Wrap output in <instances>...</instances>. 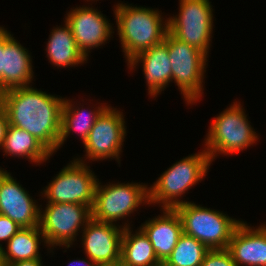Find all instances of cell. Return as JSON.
Masks as SVG:
<instances>
[{
    "label": "cell",
    "mask_w": 266,
    "mask_h": 266,
    "mask_svg": "<svg viewBox=\"0 0 266 266\" xmlns=\"http://www.w3.org/2000/svg\"><path fill=\"white\" fill-rule=\"evenodd\" d=\"M41 259H33L26 261H17L14 263L5 264L4 266H42Z\"/></svg>",
    "instance_id": "f1b7e54d"
},
{
    "label": "cell",
    "mask_w": 266,
    "mask_h": 266,
    "mask_svg": "<svg viewBox=\"0 0 266 266\" xmlns=\"http://www.w3.org/2000/svg\"><path fill=\"white\" fill-rule=\"evenodd\" d=\"M162 211L163 215L146 221L140 229L150 240L158 260L164 263L177 245L183 229L175 209L163 208Z\"/></svg>",
    "instance_id": "2e32d148"
},
{
    "label": "cell",
    "mask_w": 266,
    "mask_h": 266,
    "mask_svg": "<svg viewBox=\"0 0 266 266\" xmlns=\"http://www.w3.org/2000/svg\"><path fill=\"white\" fill-rule=\"evenodd\" d=\"M139 61L143 63L142 66L145 79L147 80L148 94L151 97H155L172 81V65L167 44L163 41L139 53L127 65L130 69H133Z\"/></svg>",
    "instance_id": "ac0fdd59"
},
{
    "label": "cell",
    "mask_w": 266,
    "mask_h": 266,
    "mask_svg": "<svg viewBox=\"0 0 266 266\" xmlns=\"http://www.w3.org/2000/svg\"><path fill=\"white\" fill-rule=\"evenodd\" d=\"M9 156H19L34 163H42L53 154L26 130L9 125L1 147Z\"/></svg>",
    "instance_id": "44dd1931"
},
{
    "label": "cell",
    "mask_w": 266,
    "mask_h": 266,
    "mask_svg": "<svg viewBox=\"0 0 266 266\" xmlns=\"http://www.w3.org/2000/svg\"><path fill=\"white\" fill-rule=\"evenodd\" d=\"M227 250L237 266H266V225L252 229L242 221L235 229Z\"/></svg>",
    "instance_id": "9a60e30c"
},
{
    "label": "cell",
    "mask_w": 266,
    "mask_h": 266,
    "mask_svg": "<svg viewBox=\"0 0 266 266\" xmlns=\"http://www.w3.org/2000/svg\"><path fill=\"white\" fill-rule=\"evenodd\" d=\"M124 123L122 112L108 106L98 117L84 142L87 159L95 161L112 157L119 161L126 136Z\"/></svg>",
    "instance_id": "8fae6325"
},
{
    "label": "cell",
    "mask_w": 266,
    "mask_h": 266,
    "mask_svg": "<svg viewBox=\"0 0 266 266\" xmlns=\"http://www.w3.org/2000/svg\"><path fill=\"white\" fill-rule=\"evenodd\" d=\"M77 158L61 169L43 190L47 203H78L89 206L94 204L95 188L99 179L84 161Z\"/></svg>",
    "instance_id": "30bf717a"
},
{
    "label": "cell",
    "mask_w": 266,
    "mask_h": 266,
    "mask_svg": "<svg viewBox=\"0 0 266 266\" xmlns=\"http://www.w3.org/2000/svg\"><path fill=\"white\" fill-rule=\"evenodd\" d=\"M71 10L65 21L71 28L77 47L87 58L91 49L106 43L113 28L95 8L82 6Z\"/></svg>",
    "instance_id": "5bb4252c"
},
{
    "label": "cell",
    "mask_w": 266,
    "mask_h": 266,
    "mask_svg": "<svg viewBox=\"0 0 266 266\" xmlns=\"http://www.w3.org/2000/svg\"><path fill=\"white\" fill-rule=\"evenodd\" d=\"M2 248L0 247V266H4L3 260H2Z\"/></svg>",
    "instance_id": "4dcf8cb0"
},
{
    "label": "cell",
    "mask_w": 266,
    "mask_h": 266,
    "mask_svg": "<svg viewBox=\"0 0 266 266\" xmlns=\"http://www.w3.org/2000/svg\"><path fill=\"white\" fill-rule=\"evenodd\" d=\"M179 214L183 233L202 242L209 250L227 249L237 226L242 222L194 202L174 208Z\"/></svg>",
    "instance_id": "277c9868"
},
{
    "label": "cell",
    "mask_w": 266,
    "mask_h": 266,
    "mask_svg": "<svg viewBox=\"0 0 266 266\" xmlns=\"http://www.w3.org/2000/svg\"><path fill=\"white\" fill-rule=\"evenodd\" d=\"M179 15L168 18V32L208 57L213 28L209 0H180Z\"/></svg>",
    "instance_id": "9c48e42d"
},
{
    "label": "cell",
    "mask_w": 266,
    "mask_h": 266,
    "mask_svg": "<svg viewBox=\"0 0 266 266\" xmlns=\"http://www.w3.org/2000/svg\"><path fill=\"white\" fill-rule=\"evenodd\" d=\"M2 92L27 87L33 80L31 56L9 31L4 29Z\"/></svg>",
    "instance_id": "e0dca14e"
},
{
    "label": "cell",
    "mask_w": 266,
    "mask_h": 266,
    "mask_svg": "<svg viewBox=\"0 0 266 266\" xmlns=\"http://www.w3.org/2000/svg\"><path fill=\"white\" fill-rule=\"evenodd\" d=\"M4 28L0 27V93H2Z\"/></svg>",
    "instance_id": "83f0119b"
},
{
    "label": "cell",
    "mask_w": 266,
    "mask_h": 266,
    "mask_svg": "<svg viewBox=\"0 0 266 266\" xmlns=\"http://www.w3.org/2000/svg\"><path fill=\"white\" fill-rule=\"evenodd\" d=\"M115 18L119 39L129 62L139 53L164 41L168 32V19L162 18L157 10L116 4ZM164 23V24H163Z\"/></svg>",
    "instance_id": "7a4b0ae2"
},
{
    "label": "cell",
    "mask_w": 266,
    "mask_h": 266,
    "mask_svg": "<svg viewBox=\"0 0 266 266\" xmlns=\"http://www.w3.org/2000/svg\"><path fill=\"white\" fill-rule=\"evenodd\" d=\"M125 224L119 266H157L162 264L145 233L139 229L138 232L132 234L131 227L127 223Z\"/></svg>",
    "instance_id": "d6986e66"
},
{
    "label": "cell",
    "mask_w": 266,
    "mask_h": 266,
    "mask_svg": "<svg viewBox=\"0 0 266 266\" xmlns=\"http://www.w3.org/2000/svg\"><path fill=\"white\" fill-rule=\"evenodd\" d=\"M200 266H237L227 249L209 250Z\"/></svg>",
    "instance_id": "d4e9b609"
},
{
    "label": "cell",
    "mask_w": 266,
    "mask_h": 266,
    "mask_svg": "<svg viewBox=\"0 0 266 266\" xmlns=\"http://www.w3.org/2000/svg\"><path fill=\"white\" fill-rule=\"evenodd\" d=\"M72 101L64 99L62 108V121H61V134L58 142V149L64 144L67 137L74 130L80 133L81 139L84 142L87 140L94 123L102 112L108 107L107 105L100 107L98 106L96 110H89L86 112L85 109L75 106L71 103ZM81 109V110H80ZM85 110V111H84Z\"/></svg>",
    "instance_id": "7402d4cb"
},
{
    "label": "cell",
    "mask_w": 266,
    "mask_h": 266,
    "mask_svg": "<svg viewBox=\"0 0 266 266\" xmlns=\"http://www.w3.org/2000/svg\"><path fill=\"white\" fill-rule=\"evenodd\" d=\"M64 99L32 86L0 93V105L7 113L9 125L26 130L52 154L58 149Z\"/></svg>",
    "instance_id": "6da1fadb"
},
{
    "label": "cell",
    "mask_w": 266,
    "mask_h": 266,
    "mask_svg": "<svg viewBox=\"0 0 266 266\" xmlns=\"http://www.w3.org/2000/svg\"><path fill=\"white\" fill-rule=\"evenodd\" d=\"M82 230L88 259L98 266H119L124 226L91 219Z\"/></svg>",
    "instance_id": "7c38bea8"
},
{
    "label": "cell",
    "mask_w": 266,
    "mask_h": 266,
    "mask_svg": "<svg viewBox=\"0 0 266 266\" xmlns=\"http://www.w3.org/2000/svg\"><path fill=\"white\" fill-rule=\"evenodd\" d=\"M208 251L202 242L182 233L163 266H200Z\"/></svg>",
    "instance_id": "cb8c5ba5"
},
{
    "label": "cell",
    "mask_w": 266,
    "mask_h": 266,
    "mask_svg": "<svg viewBox=\"0 0 266 266\" xmlns=\"http://www.w3.org/2000/svg\"><path fill=\"white\" fill-rule=\"evenodd\" d=\"M10 173L0 169V214L21 228L39 226L40 208Z\"/></svg>",
    "instance_id": "4fadbf2b"
},
{
    "label": "cell",
    "mask_w": 266,
    "mask_h": 266,
    "mask_svg": "<svg viewBox=\"0 0 266 266\" xmlns=\"http://www.w3.org/2000/svg\"><path fill=\"white\" fill-rule=\"evenodd\" d=\"M9 126L8 116L5 109L0 105V147H2Z\"/></svg>",
    "instance_id": "4316f807"
},
{
    "label": "cell",
    "mask_w": 266,
    "mask_h": 266,
    "mask_svg": "<svg viewBox=\"0 0 266 266\" xmlns=\"http://www.w3.org/2000/svg\"><path fill=\"white\" fill-rule=\"evenodd\" d=\"M75 263H76V266H98L95 262H93L90 259H89V261L85 260V259H83V260L78 259V261L74 260V261L70 262V264L68 266H71L72 264H75Z\"/></svg>",
    "instance_id": "f546056e"
},
{
    "label": "cell",
    "mask_w": 266,
    "mask_h": 266,
    "mask_svg": "<svg viewBox=\"0 0 266 266\" xmlns=\"http://www.w3.org/2000/svg\"><path fill=\"white\" fill-rule=\"evenodd\" d=\"M212 121L205 138V151L211 161L217 154H235L258 140L241 104L235 103Z\"/></svg>",
    "instance_id": "5b68a950"
},
{
    "label": "cell",
    "mask_w": 266,
    "mask_h": 266,
    "mask_svg": "<svg viewBox=\"0 0 266 266\" xmlns=\"http://www.w3.org/2000/svg\"><path fill=\"white\" fill-rule=\"evenodd\" d=\"M20 229L22 228L17 223L0 214V241L8 242ZM0 247L2 248V244Z\"/></svg>",
    "instance_id": "484cf974"
},
{
    "label": "cell",
    "mask_w": 266,
    "mask_h": 266,
    "mask_svg": "<svg viewBox=\"0 0 266 266\" xmlns=\"http://www.w3.org/2000/svg\"><path fill=\"white\" fill-rule=\"evenodd\" d=\"M171 61L172 80L181 90L187 104H194L203 93L207 56L167 32L164 38Z\"/></svg>",
    "instance_id": "8992f818"
},
{
    "label": "cell",
    "mask_w": 266,
    "mask_h": 266,
    "mask_svg": "<svg viewBox=\"0 0 266 266\" xmlns=\"http://www.w3.org/2000/svg\"><path fill=\"white\" fill-rule=\"evenodd\" d=\"M211 162L204 148L202 152L187 156L173 164L151 187H148L149 204L161 203L159 205L162 209H174L180 204L187 203L188 201L179 200L177 197H181L185 191L206 176Z\"/></svg>",
    "instance_id": "3957f363"
},
{
    "label": "cell",
    "mask_w": 266,
    "mask_h": 266,
    "mask_svg": "<svg viewBox=\"0 0 266 266\" xmlns=\"http://www.w3.org/2000/svg\"><path fill=\"white\" fill-rule=\"evenodd\" d=\"M96 184L92 219L113 223L136 211L142 203L149 204L147 185L138 183Z\"/></svg>",
    "instance_id": "52a82bcc"
},
{
    "label": "cell",
    "mask_w": 266,
    "mask_h": 266,
    "mask_svg": "<svg viewBox=\"0 0 266 266\" xmlns=\"http://www.w3.org/2000/svg\"><path fill=\"white\" fill-rule=\"evenodd\" d=\"M46 206L40 211L39 227L47 246L70 248L79 229L92 219L91 208L78 203H48Z\"/></svg>",
    "instance_id": "ba28073f"
},
{
    "label": "cell",
    "mask_w": 266,
    "mask_h": 266,
    "mask_svg": "<svg viewBox=\"0 0 266 266\" xmlns=\"http://www.w3.org/2000/svg\"><path fill=\"white\" fill-rule=\"evenodd\" d=\"M46 50L49 61L57 67H72L88 59L77 47L66 21L64 27H56L51 31Z\"/></svg>",
    "instance_id": "ffe728a7"
},
{
    "label": "cell",
    "mask_w": 266,
    "mask_h": 266,
    "mask_svg": "<svg viewBox=\"0 0 266 266\" xmlns=\"http://www.w3.org/2000/svg\"><path fill=\"white\" fill-rule=\"evenodd\" d=\"M41 235V236H40ZM39 239L45 238L39 226L20 229L8 242L7 251L2 247L3 264L40 259Z\"/></svg>",
    "instance_id": "603a6c76"
}]
</instances>
